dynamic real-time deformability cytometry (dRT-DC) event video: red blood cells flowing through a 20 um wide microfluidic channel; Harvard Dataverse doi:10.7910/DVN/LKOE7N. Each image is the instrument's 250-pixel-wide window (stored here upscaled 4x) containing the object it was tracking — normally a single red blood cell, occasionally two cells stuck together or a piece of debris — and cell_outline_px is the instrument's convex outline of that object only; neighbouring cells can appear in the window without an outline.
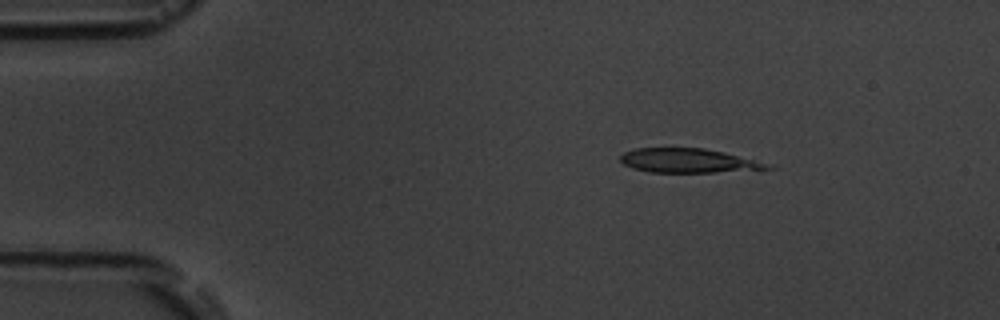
{"species": "common noctule bat (a hibernating species)", "species_latin": "Nyctalus noctula", "temperature_condition": "room temperature", "stored_images_in_passage": 5, "camera_frame_rate_fps": 3000, "um_per_image_px": 0.085, "animal": {"sex": "male", "body_mass_g": 19.5, "forearm_length_mm": 54.6}, "frame": {"image": 1, "passage_image": 2, "time_ms": 1.333, "image_size_px": [1000, 320], "cell_outline_px": [[776, 168], [760, 172], [648, 172], [632, 168], [624, 164], [620, 160], [620, 156], [624, 152], [636, 148], [704, 148], [724, 152], [776, 164]], "centroid_in_image_um": [58.73, 13.68], "position_along_channel_um": 26.3, "area_um2": 21.56}}